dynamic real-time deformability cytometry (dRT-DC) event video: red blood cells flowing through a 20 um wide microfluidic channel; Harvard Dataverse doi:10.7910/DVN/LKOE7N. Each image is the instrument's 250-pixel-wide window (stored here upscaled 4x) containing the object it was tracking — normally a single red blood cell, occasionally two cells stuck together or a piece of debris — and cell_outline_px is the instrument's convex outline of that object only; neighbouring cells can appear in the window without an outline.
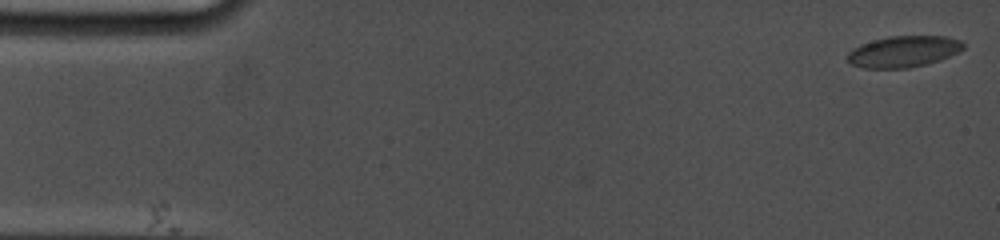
{"species": "common noctule bat (a hibernating species)", "species_latin": "Nyctalus noctula", "temperature_condition": "cold", "stored_images_in_passage": 15, "camera_frame_rate_fps": 5000, "um_per_image_px": 0.085, "animal": {"sex": "female", "body_mass_g": 19.0, "forearm_length_mm": 53.3}, "frame": {"image": 1, "passage_image": 1, "time_ms": 0.0, "image_size_px": [1000, 240], "cell_outline_px": [[964, 48], [960, 52], [940, 60], [908, 68], [864, 68], [852, 64], [848, 60], [848, 52], [852, 48], [860, 44], [872, 40], [888, 36], [948, 36], [960, 40], [964, 44]], "centroid_in_image_um": [76.81, 4.37], "position_along_channel_um": 8.2, "area_um2": 21.21}}
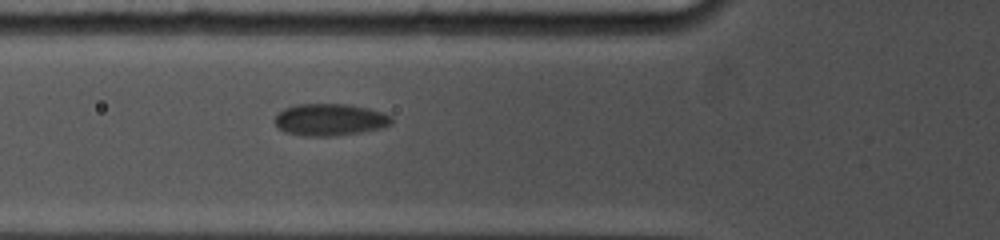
{"frame": {"image": 2, "passage_image": 13, "time_ms": 6.2, "image_size_px": [1000, 240], "cell_outline_px": [[392, 124], [380, 128], [360, 132], [332, 136], [304, 136], [284, 132], [276, 128], [272, 120], [284, 108], [296, 104], [348, 104], [368, 108], [384, 112], [392, 116]], "centroid_in_image_um": [28.01, 10.17], "position_along_channel_um": 97.8, "area_um2": 22.02}}
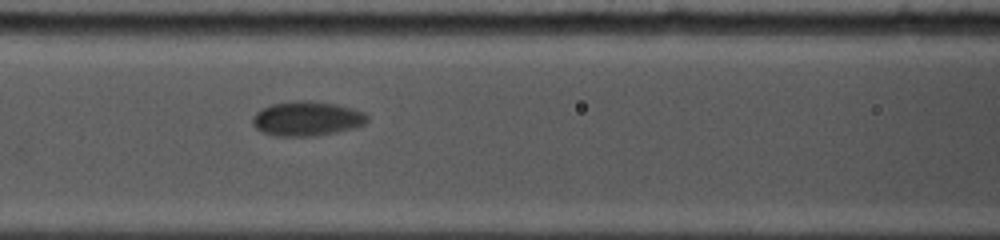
{"frame": {"image": 3, "passage_image": 15, "time_ms": 7.4, "image_size_px": [1000, 240], "cell_outline_px": [[368, 120], [364, 124], [356, 128], [336, 132], [312, 136], [272, 136], [256, 128], [252, 124], [252, 116], [256, 112], [272, 104], [296, 100], [308, 100], [336, 104], [352, 108], [364, 112], [368, 116]], "centroid_in_image_um": [26.09, 10.08], "position_along_channel_um": 140.5, "area_um2": 23.18}}